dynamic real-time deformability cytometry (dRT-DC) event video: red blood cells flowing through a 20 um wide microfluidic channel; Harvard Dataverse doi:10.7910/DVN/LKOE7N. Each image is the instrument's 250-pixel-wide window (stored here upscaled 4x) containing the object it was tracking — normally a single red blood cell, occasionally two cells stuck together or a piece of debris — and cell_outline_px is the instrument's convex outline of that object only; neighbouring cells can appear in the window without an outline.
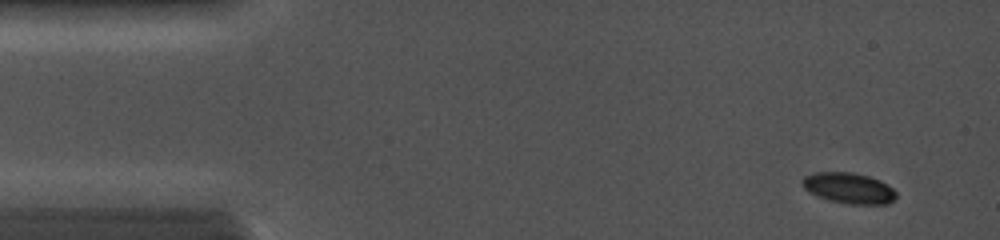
{"species": "common noctule bat (a hibernating species)", "species_latin": "Nyctalus noctula", "temperature_condition": "cold", "stored_images_in_passage": 78, "camera_frame_rate_fps": 5000, "um_per_image_px": 0.085, "animal": {"sex": "female", "body_mass_g": 19.0, "forearm_length_mm": 56.7}, "frame": {"image": 1, "passage_image": 3, "time_ms": 0.8, "image_size_px": [1000, 240], "cell_outline_px": [[896, 196], [888, 204], [848, 204], [828, 200], [804, 188], [804, 176], [816, 172], [852, 172], [868, 176], [880, 180], [888, 184], [896, 192]], "centroid_in_image_um": [72.2, 15.98], "position_along_channel_um": 12.8, "area_um2": 16.59}}
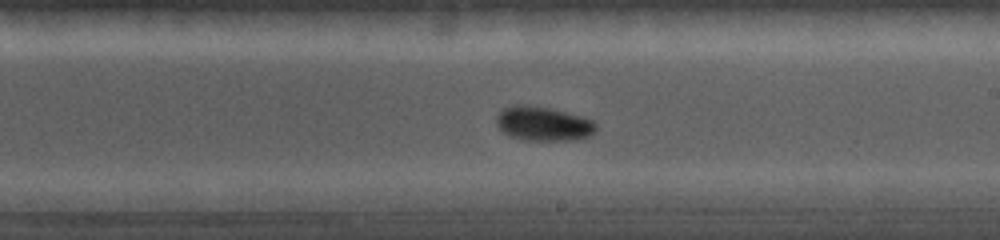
{"frame": {"image": 2, "passage_image": 41, "time_ms": 8.4, "image_size_px": [1000, 240], "cell_outline_px": [[596, 128], [588, 136], [572, 140], [524, 140], [508, 136], [496, 124], [496, 116], [504, 108], [512, 104], [524, 104], [548, 108], [580, 116], [592, 120], [596, 124]], "centroid_in_image_um": [46.12, 10.51], "position_along_channel_um": 242.9, "area_um2": 19.71}}
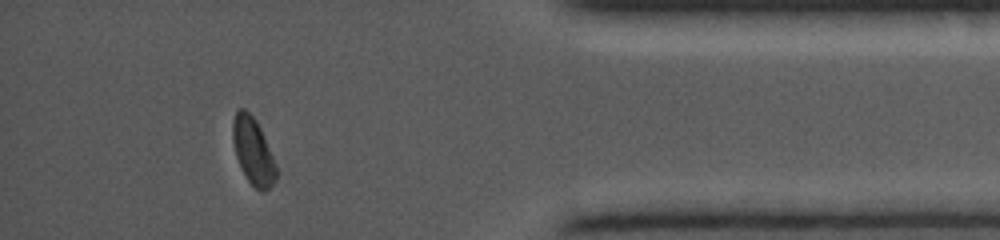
{"frame": {"image": 3, "passage_image": 70, "time_ms": 12.8, "image_size_px": [1000, 240], "cell_outline_px": [[276, 180], [264, 192], [260, 192], [248, 180], [236, 156], [232, 140], [232, 120], [236, 112], [240, 108], [244, 108], [256, 120], [260, 128], [276, 164]], "centroid_in_image_um": [21.5, 12.83], "position_along_channel_um": 413.7, "area_um2": 16.65}}